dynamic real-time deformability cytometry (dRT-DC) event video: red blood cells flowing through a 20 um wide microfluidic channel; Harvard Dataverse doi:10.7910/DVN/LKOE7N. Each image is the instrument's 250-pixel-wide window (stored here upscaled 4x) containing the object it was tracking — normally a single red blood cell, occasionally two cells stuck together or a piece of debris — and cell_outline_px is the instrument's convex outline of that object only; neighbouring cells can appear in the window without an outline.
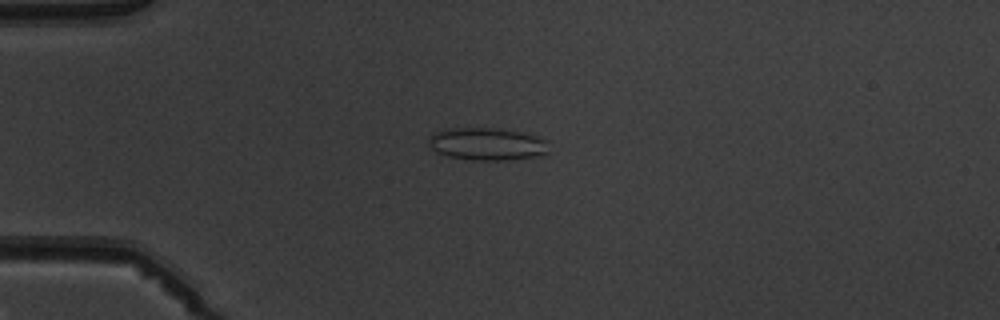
{"species": "common noctule bat (a hibernating species)", "species_latin": "Nyctalus noctula", "temperature_condition": "warm", "stored_images_in_passage": 6, "camera_frame_rate_fps": 3000, "um_per_image_px": 0.085, "animal": {"sex": "male", "body_mass_g": 19.5, "forearm_length_mm": 54.6}, "frame": {"image": 1, "passage_image": 4, "time_ms": 3.667, "image_size_px": [1000, 320], "cell_outline_px": [[548, 152], [532, 156], [508, 160], [472, 160], [448, 156], [436, 152], [428, 144], [428, 140], [432, 132], [440, 128], [496, 128], [520, 132], [536, 136], [544, 140]], "centroid_in_image_um": [41.28, 12.22], "position_along_channel_um": 43.7, "area_um2": 22.66}}
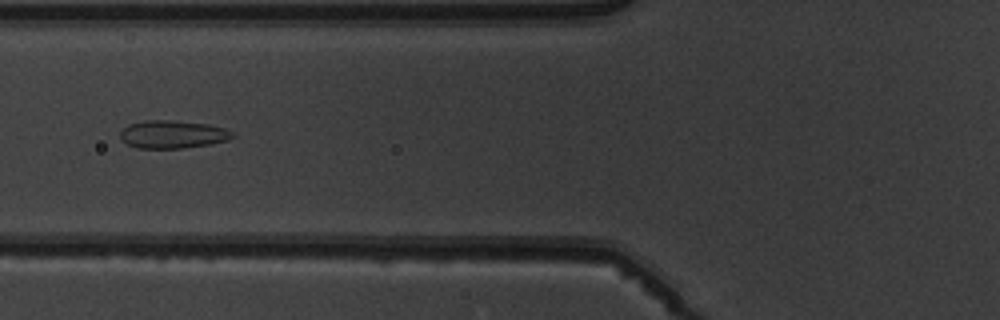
{"frame": {"image": 2, "passage_image": 6, "time_ms": 6.0, "image_size_px": [1000, 320], "cell_outline_px": [[236, 136], [228, 140], [212, 144], [184, 148], [136, 148], [128, 144], [120, 136], [120, 132], [128, 124], [144, 120], [172, 120], [208, 124], [224, 128], [232, 132]], "centroid_in_image_um": [14.7, 11.42], "position_along_channel_um": 111.1, "area_um2": 18.32}}